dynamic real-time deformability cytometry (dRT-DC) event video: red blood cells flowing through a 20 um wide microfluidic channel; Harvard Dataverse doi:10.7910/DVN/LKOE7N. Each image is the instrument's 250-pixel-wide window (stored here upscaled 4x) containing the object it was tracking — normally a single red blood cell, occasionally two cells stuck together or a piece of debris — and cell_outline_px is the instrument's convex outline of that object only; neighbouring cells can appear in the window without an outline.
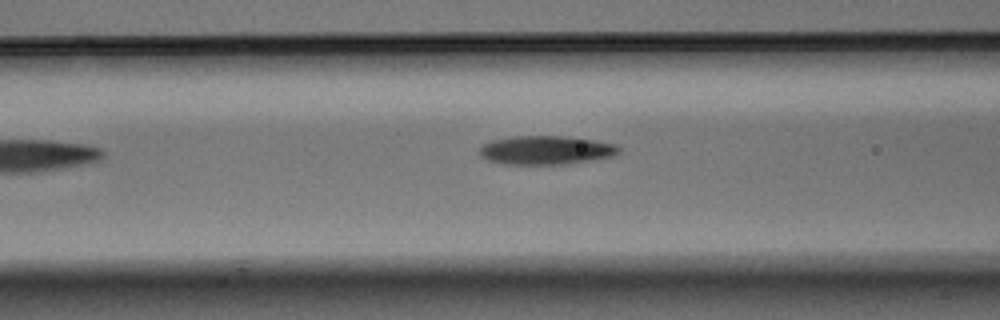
{"species": "Egyptian fruit bat (a non-hibernating species)", "species_latin": "Rousettus aegyptiacus", "temperature_condition": "warm", "stored_images_in_passage": 6, "camera_frame_rate_fps": 3000, "um_per_image_px": 0.085, "animal": {"sex": "male"}, "frame": {"image": 1, "passage_image": 6, "time_ms": 1.667, "image_size_px": [1000, 320], "cell_outline_px": [[620, 152], [612, 156], [572, 164], [500, 164], [488, 160], [480, 156], [476, 152], [484, 144], [492, 140], [512, 136], [564, 136], [596, 140], [616, 144], [620, 148]], "centroid_in_image_um": [46.39, 12.76], "position_along_channel_um": 120.2, "area_um2": 23.64}}